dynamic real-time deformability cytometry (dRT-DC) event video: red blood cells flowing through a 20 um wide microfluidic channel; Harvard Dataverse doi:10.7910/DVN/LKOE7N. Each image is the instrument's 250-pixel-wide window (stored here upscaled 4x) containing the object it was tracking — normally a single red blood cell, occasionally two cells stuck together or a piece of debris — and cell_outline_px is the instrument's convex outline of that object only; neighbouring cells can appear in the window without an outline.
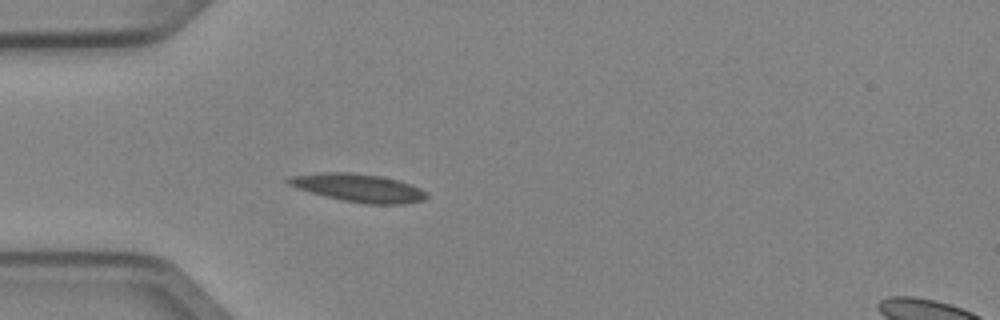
{"species": "Egyptian fruit bat (a non-hibernating species)", "species_latin": "Rousettus aegyptiacus", "temperature_condition": "cold", "stored_images_in_passage": 1, "camera_frame_rate_fps": 3000, "um_per_image_px": 0.085, "animal": {"sex": "female"}, "frame": {"image": 1, "passage_image": 1, "time_ms": 0.0, "image_size_px": [1000, 320], "cell_outline_px": [[428, 196], [424, 200], [404, 204], [364, 204], [340, 200], [324, 196], [288, 184], [284, 180], [292, 176], [320, 172], [348, 172], [380, 176], [396, 180], [420, 188], [428, 192]], "centroid_in_image_um": [30.49, 15.98], "position_along_channel_um": 54.5, "area_um2": 22.48}}